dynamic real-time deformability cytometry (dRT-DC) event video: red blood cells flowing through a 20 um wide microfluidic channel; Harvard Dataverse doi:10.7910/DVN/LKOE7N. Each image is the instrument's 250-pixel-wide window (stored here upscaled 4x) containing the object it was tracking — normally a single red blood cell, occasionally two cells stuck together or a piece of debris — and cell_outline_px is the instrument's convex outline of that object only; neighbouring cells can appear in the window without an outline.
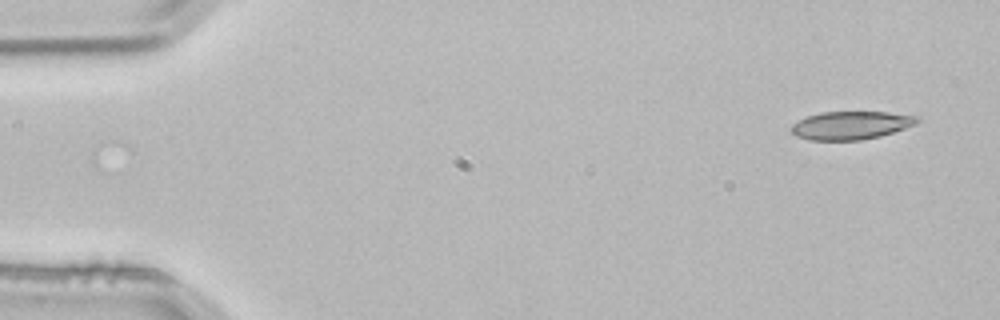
{"species": "common noctule bat (a hibernating species)", "species_latin": "Nyctalus noctula", "temperature_condition": "room temperature", "stored_images_in_passage": 2, "camera_frame_rate_fps": 3000, "um_per_image_px": 0.085, "animal": {"sex": "male", "body_mass_g": 21.5, "forearm_length_mm": 52.0}, "frame": {"image": 1, "passage_image": 2, "time_ms": 0.333, "image_size_px": [1000, 320], "cell_outline_px": [[920, 120], [916, 124], [880, 136], [860, 140], [808, 140], [796, 136], [792, 132], [792, 124], [808, 116], [820, 112], [888, 112], [920, 116]], "centroid_in_image_um": [72.35, 10.65], "position_along_channel_um": 12.7, "area_um2": 20.58}}